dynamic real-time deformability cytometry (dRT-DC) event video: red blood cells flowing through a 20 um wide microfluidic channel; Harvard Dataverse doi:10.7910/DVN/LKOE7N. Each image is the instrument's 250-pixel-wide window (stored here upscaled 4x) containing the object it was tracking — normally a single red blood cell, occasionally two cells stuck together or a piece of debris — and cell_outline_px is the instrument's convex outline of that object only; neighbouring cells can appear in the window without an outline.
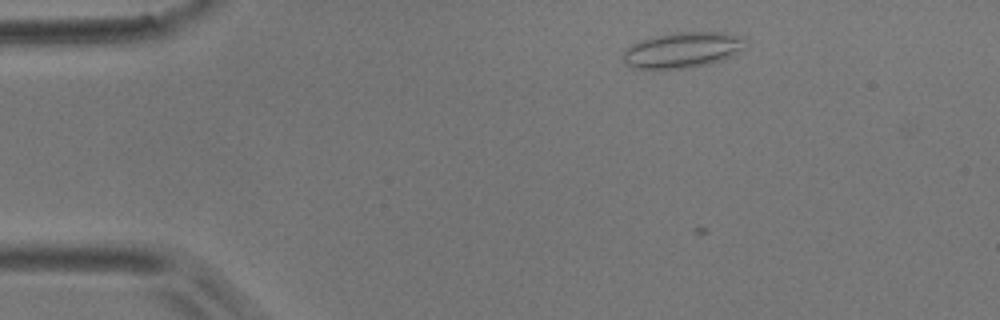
{"species": "common noctule bat (a hibernating species)", "species_latin": "Nyctalus noctula", "temperature_condition": "room temperature", "stored_images_in_passage": 13, "camera_frame_rate_fps": 3000, "um_per_image_px": 0.085, "animal": {"sex": "male", "body_mass_g": 17.9}, "frame": {"image": 1, "passage_image": 6, "time_ms": 1.667, "image_size_px": [1000, 320], "cell_outline_px": [[748, 40], [744, 48], [732, 56], [708, 64], [688, 68], [632, 68], [624, 64], [624, 48], [640, 40], [668, 32], [724, 32], [740, 36]], "centroid_in_image_um": [58.02, 4.23], "position_along_channel_um": 27.0, "area_um2": 25.61}}